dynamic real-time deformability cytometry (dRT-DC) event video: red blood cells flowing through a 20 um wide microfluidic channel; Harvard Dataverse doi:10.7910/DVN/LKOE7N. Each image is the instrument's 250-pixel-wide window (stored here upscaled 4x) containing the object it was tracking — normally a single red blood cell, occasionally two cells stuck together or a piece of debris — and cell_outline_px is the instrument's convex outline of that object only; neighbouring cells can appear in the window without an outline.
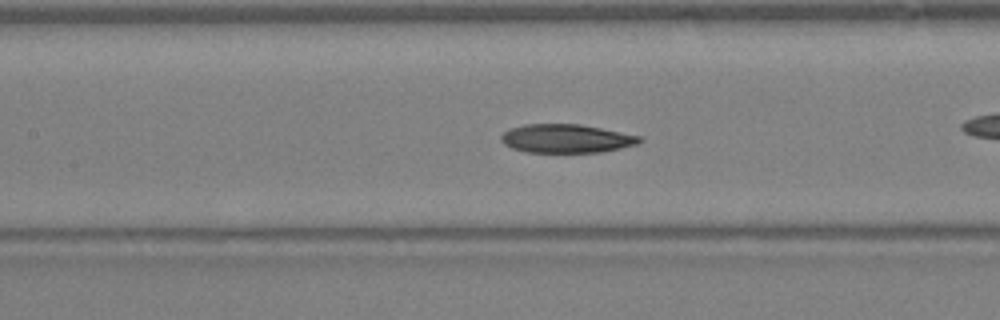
{"species": "Egyptian fruit bat (a non-hibernating species)", "species_latin": "Rousettus aegyptiacus", "temperature_condition": "warm", "stored_images_in_passage": 40, "camera_frame_rate_fps": 3000, "um_per_image_px": 0.085, "animal": {"sex": "female"}, "frame": {"image": 1, "passage_image": 18, "time_ms": 5.667, "image_size_px": [1000, 320], "cell_outline_px": [[644, 140], [636, 144], [620, 148], [600, 152], [528, 152], [512, 148], [504, 144], [500, 140], [500, 136], [508, 128], [524, 124], [580, 124], [640, 136]], "centroid_in_image_um": [48.09, 11.77], "position_along_channel_um": 159.3, "area_um2": 23.0}}
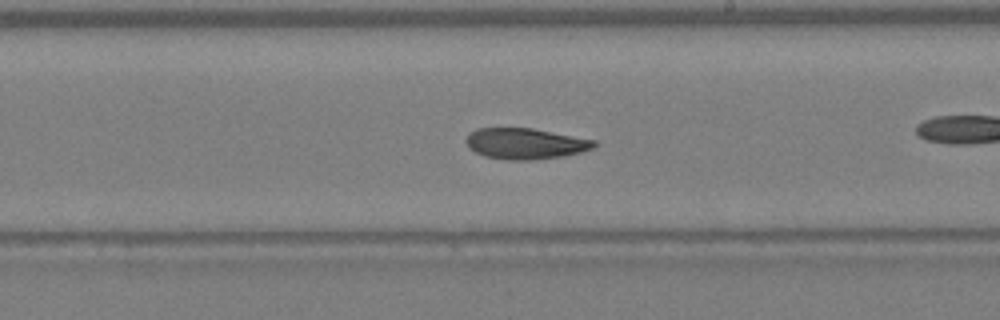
{"frame": {"image": 2, "passage_image": 23, "time_ms": 7.333, "image_size_px": [1000, 320], "cell_outline_px": [[596, 144], [592, 148], [580, 152], [564, 156], [532, 160], [504, 160], [484, 156], [468, 148], [464, 140], [476, 128], [532, 128], [596, 140]], "centroid_in_image_um": [44.63, 12.21], "position_along_channel_um": 244.4, "area_um2": 23.12}}